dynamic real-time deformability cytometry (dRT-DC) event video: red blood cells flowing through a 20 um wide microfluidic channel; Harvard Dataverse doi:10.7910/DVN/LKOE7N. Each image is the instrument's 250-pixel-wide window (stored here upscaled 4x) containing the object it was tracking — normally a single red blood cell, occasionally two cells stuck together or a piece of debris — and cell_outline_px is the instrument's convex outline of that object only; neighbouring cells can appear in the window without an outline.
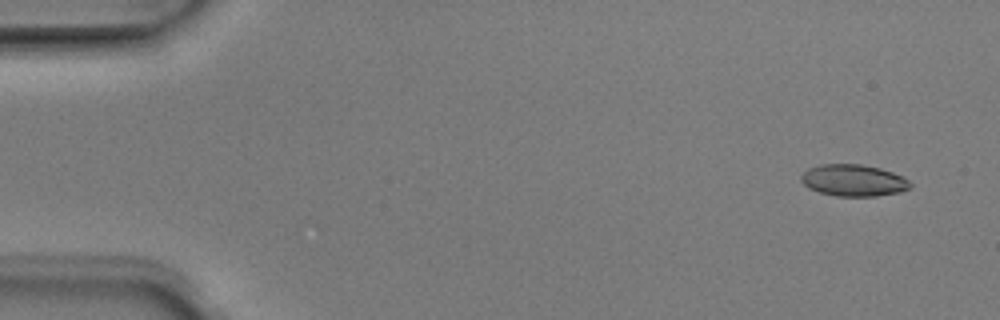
{"species": "Egyptian fruit bat (a non-hibernating species)", "species_latin": "Rousettus aegyptiacus", "temperature_condition": "room temperature", "stored_images_in_passage": 6, "camera_frame_rate_fps": 3000, "um_per_image_px": 0.085, "animal": {"sex": "male"}, "frame": {"image": 1, "passage_image": 1, "time_ms": 0.0, "image_size_px": [1000, 320], "cell_outline_px": [[912, 184], [908, 188], [900, 192], [876, 196], [836, 196], [820, 192], [808, 188], [800, 180], [800, 176], [808, 168], [820, 164], [860, 164], [880, 168], [892, 172], [908, 180]], "centroid_in_image_um": [72.51, 15.33], "position_along_channel_um": 12.5, "area_um2": 20.11}}
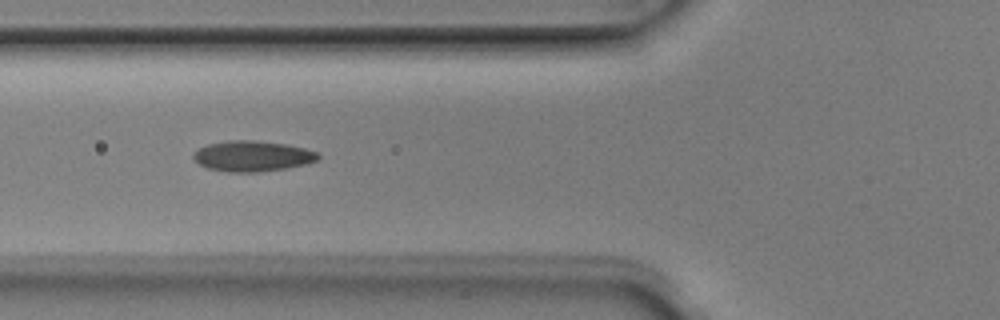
{"frame": {"image": 2, "passage_image": 5, "time_ms": 1.333, "image_size_px": [1000, 320], "cell_outline_px": [[320, 156], [316, 160], [308, 164], [288, 168], [256, 172], [228, 172], [208, 168], [200, 164], [192, 156], [200, 148], [208, 144], [228, 140], [256, 140], [284, 144], [304, 148], [316, 152]], "centroid_in_image_um": [21.47, 13.27], "position_along_channel_um": 104.3, "area_um2": 22.08}}
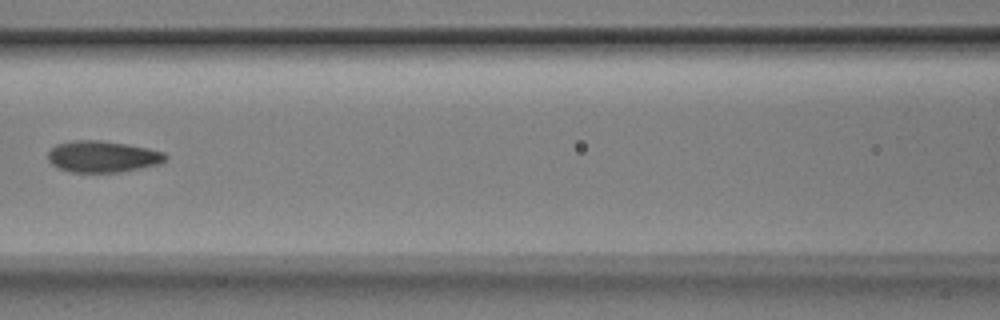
{"frame": {"image": 3, "passage_image": 6, "time_ms": 1.667, "image_size_px": [1000, 320], "cell_outline_px": [[168, 156], [164, 164], [120, 172], [72, 172], [60, 168], [52, 164], [48, 160], [48, 152], [56, 144], [72, 140], [100, 140], [148, 148], [164, 152]], "centroid_in_image_um": [8.76, 13.31], "position_along_channel_um": 157.8, "area_um2": 21.68}}